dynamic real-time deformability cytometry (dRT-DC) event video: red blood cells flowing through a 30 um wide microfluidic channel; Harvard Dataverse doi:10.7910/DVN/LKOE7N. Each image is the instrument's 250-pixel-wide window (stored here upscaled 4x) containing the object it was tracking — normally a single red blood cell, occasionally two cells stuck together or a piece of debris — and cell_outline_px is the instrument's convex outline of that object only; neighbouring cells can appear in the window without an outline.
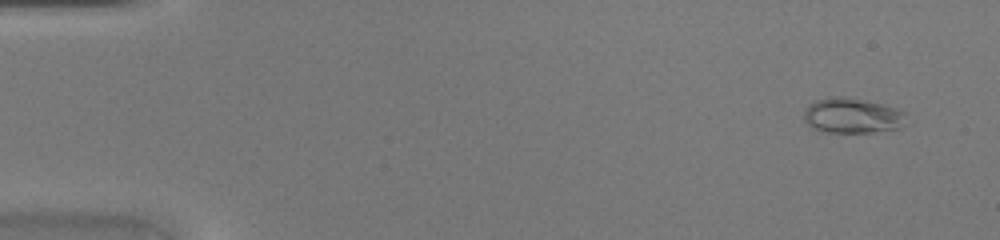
{"species": "common noctule bat (a hibernating species)", "species_latin": "Nyctalus noctula", "temperature_condition": "warm", "stored_images_in_passage": 46, "camera_frame_rate_fps": 3000, "um_per_image_px": 0.085, "animal": {"sex": "female", "body_mass_g": 20.0, "forearm_length_mm": 54.0}, "frame": {"image": 1, "passage_image": 3, "time_ms": 0.667, "image_size_px": [1000, 240], "cell_outline_px": [[908, 124], [900, 128], [872, 132], [824, 132], [812, 128], [804, 120], [804, 108], [808, 104], [816, 100], [832, 96], [844, 96], [884, 104], [900, 108], [908, 112]], "centroid_in_image_um": [72.52, 9.82], "position_along_channel_um": 12.5, "area_um2": 21.68}}
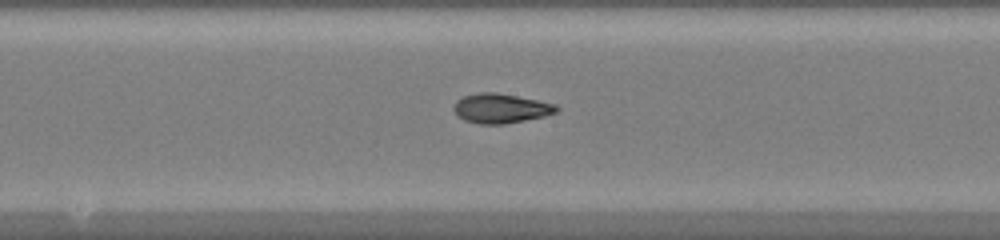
{"frame": {"image": 2, "passage_image": 25, "time_ms": 8.0, "image_size_px": [1000, 240], "cell_outline_px": [[560, 108], [556, 112], [544, 116], [504, 124], [480, 124], [464, 120], [456, 116], [452, 108], [452, 104], [456, 100], [464, 96], [480, 92], [496, 92], [556, 104]], "centroid_in_image_um": [42.51, 9.21], "position_along_channel_um": 205.7, "area_um2": 17.74}}
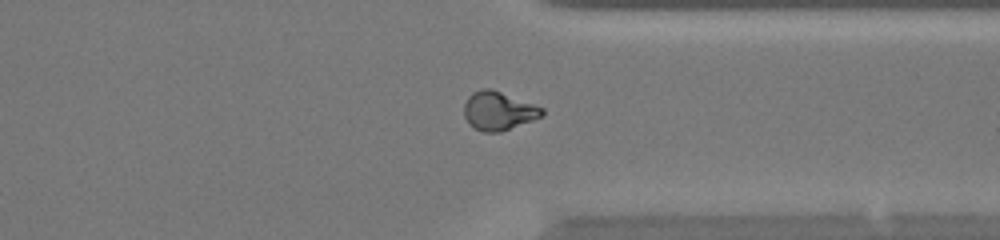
{"frame": {"image": 3, "passage_image": 36, "time_ms": 11.667, "image_size_px": [1000, 240], "cell_outline_px": [[544, 116], [500, 132], [484, 132], [472, 128], [468, 124], [464, 116], [464, 104], [468, 96], [472, 92], [484, 88], [492, 88], [544, 108]], "centroid_in_image_um": [42.35, 9.42], "position_along_channel_um": 369.0, "area_um2": 17.74}}